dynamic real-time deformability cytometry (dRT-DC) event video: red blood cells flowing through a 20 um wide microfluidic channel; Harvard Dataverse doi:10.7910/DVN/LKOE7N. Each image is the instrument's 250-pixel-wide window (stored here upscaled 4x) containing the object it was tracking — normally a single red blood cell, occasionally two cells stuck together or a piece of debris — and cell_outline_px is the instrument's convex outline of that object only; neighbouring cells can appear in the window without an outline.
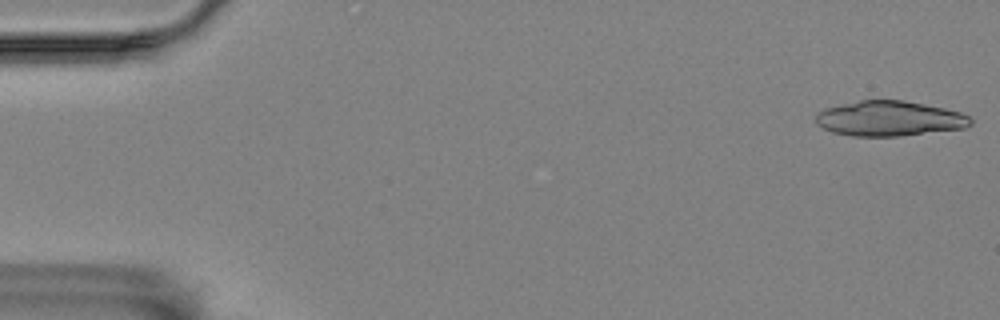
{"species": "Egyptian fruit bat (a non-hibernating species)", "species_latin": "Rousettus aegyptiacus", "temperature_condition": "room temperature", "stored_images_in_passage": 4, "camera_frame_rate_fps": 3000, "um_per_image_px": 0.085, "animal": {"sex": "female"}, "frame": {"image": 1, "passage_image": 1, "time_ms": 0.0, "image_size_px": [1000, 320], "cell_outline_px": [[972, 124], [964, 128], [900, 136], [852, 136], [832, 132], [816, 124], [816, 112], [824, 108], [840, 104], [860, 100], [904, 100], [944, 108], [960, 112], [968, 116], [972, 120]], "centroid_in_image_um": [75.57, 10.07], "position_along_channel_um": 9.4, "area_um2": 31.73}}